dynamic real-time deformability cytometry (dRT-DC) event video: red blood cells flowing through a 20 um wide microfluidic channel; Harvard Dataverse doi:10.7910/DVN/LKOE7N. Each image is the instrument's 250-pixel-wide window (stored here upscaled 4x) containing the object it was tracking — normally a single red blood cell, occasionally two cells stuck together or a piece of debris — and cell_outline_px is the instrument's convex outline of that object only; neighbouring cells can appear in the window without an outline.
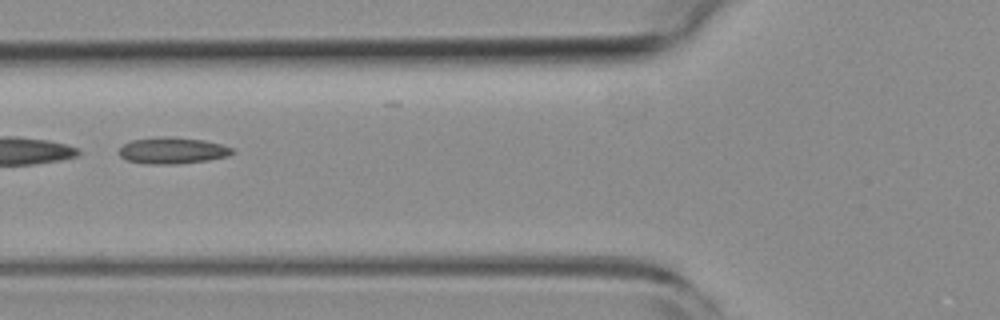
{"species": "common noctule bat (a hibernating species)", "species_latin": "Nyctalus noctula", "temperature_condition": "room temperature", "stored_images_in_passage": 52, "segment_of_instrument_passage": [2, 2], "camera_frame_rate_fps": 3000, "um_per_image_px": 0.085, "animal": {"sex": "female", "body_mass_g": 19.3, "forearm_length_mm": 54.1}, "frame": {"image": 1, "passage_image": 20, "time_ms": 6.333, "image_size_px": [1000, 320], "cell_outline_px": [[236, 152], [228, 156], [208, 160], [180, 164], [148, 164], [128, 160], [120, 156], [120, 148], [124, 144], [132, 140], [168, 136], [172, 136], [204, 140], [220, 144], [232, 148]], "centroid_in_image_um": [14.7, 12.8], "position_along_channel_um": 111.1, "area_um2": 17.4}}
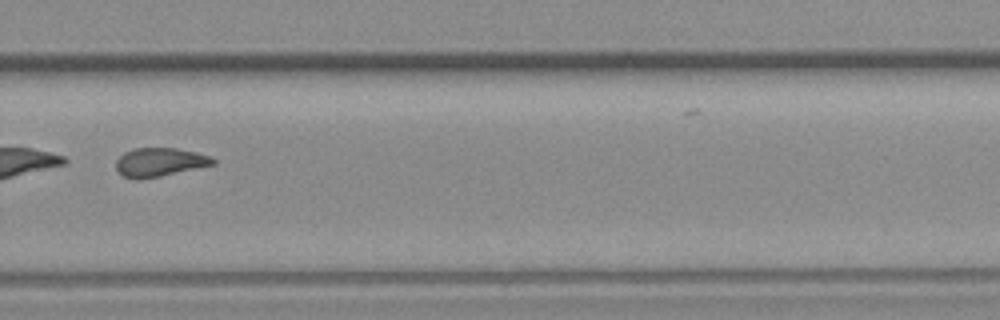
{"frame": {"image": 2, "passage_image": 36, "time_ms": 11.667, "image_size_px": [1000, 320], "cell_outline_px": [[216, 164], [160, 176], [140, 180], [136, 180], [124, 176], [116, 168], [116, 160], [124, 152], [132, 148], [176, 148], [196, 152], [208, 156], [216, 160]], "centroid_in_image_um": [13.55, 13.78], "position_along_channel_um": 316.2, "area_um2": 16.18}}